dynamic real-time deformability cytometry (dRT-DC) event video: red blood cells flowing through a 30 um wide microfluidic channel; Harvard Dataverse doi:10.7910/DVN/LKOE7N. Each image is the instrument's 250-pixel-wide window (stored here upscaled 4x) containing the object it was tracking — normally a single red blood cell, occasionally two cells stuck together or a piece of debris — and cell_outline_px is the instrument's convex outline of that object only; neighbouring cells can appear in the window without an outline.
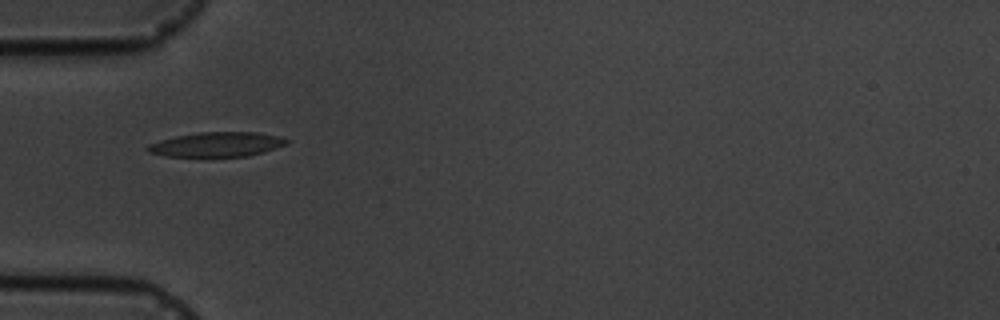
{"species": "common noctule bat (a hibernating species)", "species_latin": "Nyctalus noctula", "temperature_condition": "cold", "stored_images_in_passage": 2, "camera_frame_rate_fps": 3000, "um_per_image_px": 0.085, "animal": {"sex": "male", "body_mass_g": 19.5, "forearm_length_mm": 54.6}, "frame": {"image": 1, "passage_image": 1, "time_ms": 0.0, "image_size_px": [1000, 320], "cell_outline_px": [[292, 140], [288, 144], [264, 152], [248, 156], [164, 156], [148, 152], [144, 148], [148, 144], [160, 140], [176, 136], [196, 132], [256, 132], [276, 136]], "centroid_in_image_um": [18.42, 12.27], "position_along_channel_um": 66.6, "area_um2": 20.0}}
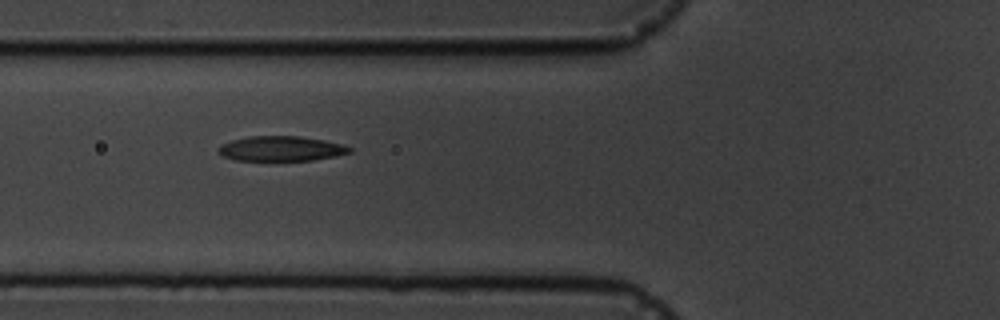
{"frame": {"image": 2, "passage_image": 2, "time_ms": 1.0, "image_size_px": [1000, 320], "cell_outline_px": [[352, 152], [336, 156], [312, 160], [236, 160], [224, 156], [216, 152], [216, 148], [220, 144], [232, 140], [248, 136], [300, 136], [324, 140], [344, 144], [352, 148]], "centroid_in_image_um": [23.89, 12.62], "position_along_channel_um": 101.9, "area_um2": 19.19}}